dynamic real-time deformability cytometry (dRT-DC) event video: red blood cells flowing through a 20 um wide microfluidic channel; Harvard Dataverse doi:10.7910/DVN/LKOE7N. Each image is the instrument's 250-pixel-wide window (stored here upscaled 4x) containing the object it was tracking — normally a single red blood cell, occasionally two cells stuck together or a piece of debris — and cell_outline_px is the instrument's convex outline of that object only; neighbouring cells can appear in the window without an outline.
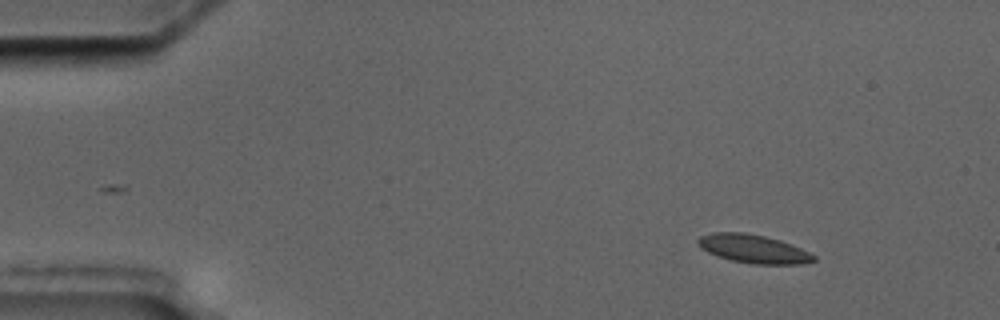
{"species": "common noctule bat (a hibernating species)", "species_latin": "Nyctalus noctula", "temperature_condition": "cold", "stored_images_in_passage": 4, "camera_frame_rate_fps": 3000, "um_per_image_px": 0.085, "animal": {"sex": "male", "body_mass_g": 17.5, "forearm_length_mm": 52.3}, "frame": {"image": 1, "passage_image": 1, "time_ms": 0.0, "image_size_px": [1000, 320], "cell_outline_px": [[816, 260], [804, 264], [752, 264], [732, 260], [716, 256], [700, 248], [696, 240], [700, 236], [712, 232], [744, 232], [764, 236], [780, 240], [792, 244], [816, 256]], "centroid_in_image_um": [64.02, 21.15], "position_along_channel_um": 21.0, "area_um2": 19.31}}
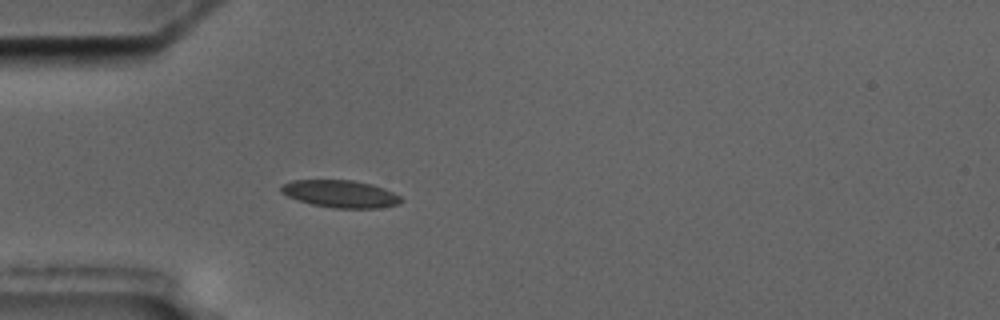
{"frame": {"image": 2, "passage_image": 4, "time_ms": 3.333, "image_size_px": [1000, 320], "cell_outline_px": [[404, 200], [400, 204], [380, 208], [332, 208], [312, 204], [296, 200], [280, 192], [280, 188], [284, 184], [292, 180], [352, 180], [372, 184], [384, 188], [400, 196]], "centroid_in_image_um": [28.95, 16.48], "position_along_channel_um": 56.0, "area_um2": 19.25}}